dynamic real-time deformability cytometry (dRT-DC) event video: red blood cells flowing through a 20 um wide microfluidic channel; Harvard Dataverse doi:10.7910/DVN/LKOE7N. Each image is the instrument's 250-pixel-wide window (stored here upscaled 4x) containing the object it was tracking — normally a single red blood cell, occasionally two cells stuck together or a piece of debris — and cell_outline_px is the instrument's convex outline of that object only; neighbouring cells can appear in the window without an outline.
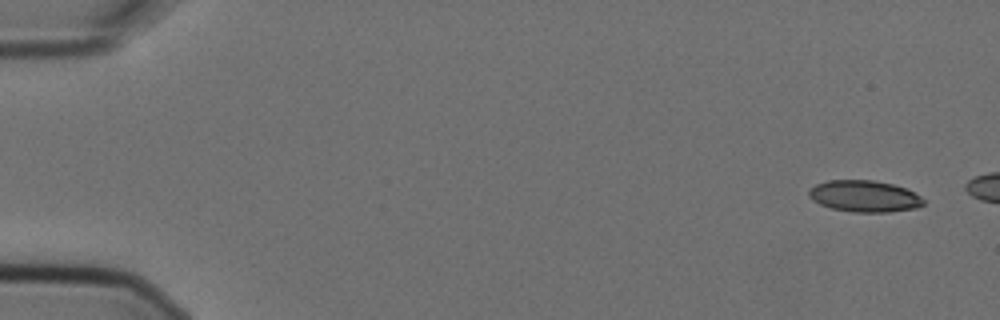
{"species": "Egyptian fruit bat (a non-hibernating species)", "species_latin": "Rousettus aegyptiacus", "temperature_condition": "cold", "stored_images_in_passage": 3, "camera_frame_rate_fps": 3000, "um_per_image_px": 0.085, "animal": {"sex": "female"}, "frame": {"image": 1, "passage_image": 1, "time_ms": 0.0, "image_size_px": [1000, 320], "cell_outline_px": [[924, 204], [916, 208], [888, 212], [852, 212], [832, 208], [820, 204], [812, 200], [808, 196], [808, 192], [816, 184], [828, 180], [872, 180], [892, 184], [908, 188], [920, 196], [924, 200]], "centroid_in_image_um": [73.49, 16.67], "position_along_channel_um": 11.5, "area_um2": 21.1}}